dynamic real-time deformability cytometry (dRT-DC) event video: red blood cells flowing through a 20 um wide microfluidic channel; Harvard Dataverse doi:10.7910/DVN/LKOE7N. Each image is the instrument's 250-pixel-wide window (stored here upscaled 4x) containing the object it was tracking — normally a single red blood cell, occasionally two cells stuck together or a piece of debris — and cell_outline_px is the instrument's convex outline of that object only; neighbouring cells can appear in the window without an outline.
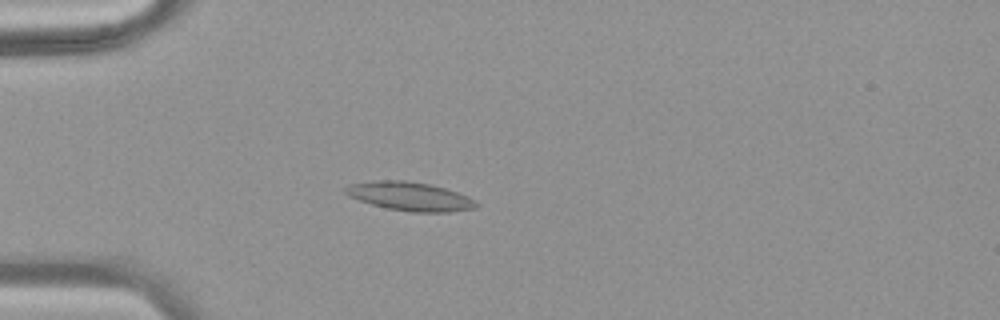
{"species": "common noctule bat (a hibernating species)", "species_latin": "Nyctalus noctula", "temperature_condition": "warm", "stored_images_in_passage": 51, "camera_frame_rate_fps": 3000, "um_per_image_px": 0.085, "animal": {"sex": "female", "body_mass_g": 18.4}, "frame": {"image": 1, "passage_image": 15, "time_ms": 4.667, "image_size_px": [1000, 320], "cell_outline_px": [[480, 204], [476, 208], [448, 212], [412, 212], [388, 208], [372, 204], [348, 196], [344, 192], [344, 188], [348, 184], [380, 180], [404, 180], [428, 184], [444, 188], [468, 196], [476, 200]], "centroid_in_image_um": [34.85, 16.69], "position_along_channel_um": 50.1, "area_um2": 21.79}}
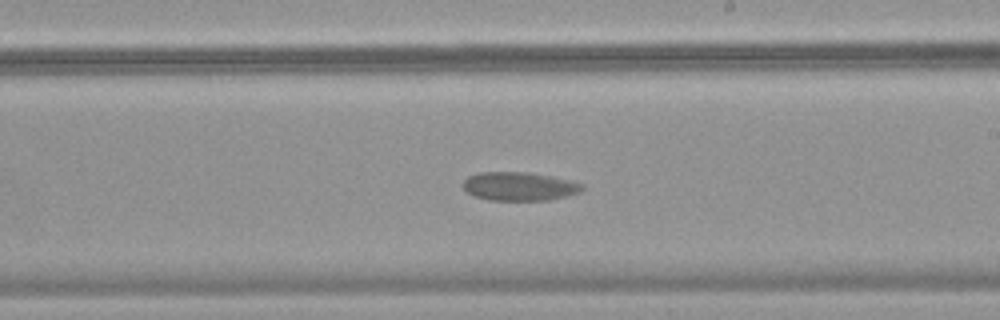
{"frame": {"image": 2, "passage_image": 31, "time_ms": 10.0, "image_size_px": [1000, 320], "cell_outline_px": [[584, 188], [580, 192], [548, 200], [488, 200], [476, 196], [468, 192], [460, 184], [468, 176], [480, 172], [528, 172], [552, 176], [584, 184]], "centroid_in_image_um": [44.12, 15.83], "position_along_channel_um": 244.9, "area_um2": 19.83}}
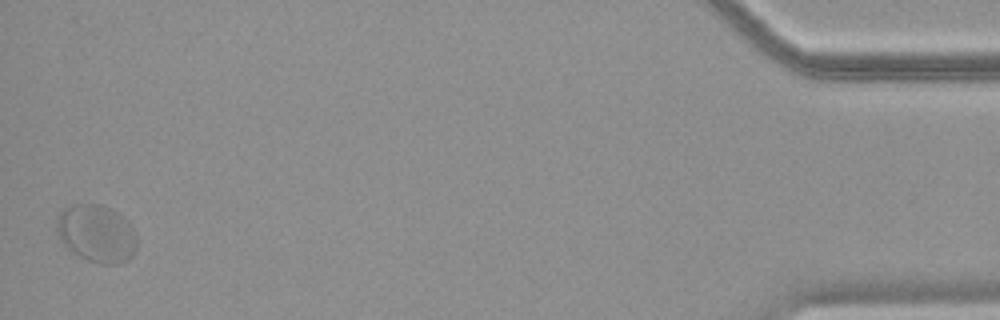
{"frame": {"image": 3, "passage_image": 51, "time_ms": 16.667, "image_size_px": [1000, 320], "cell_outline_px": [[136, 248], [132, 256], [128, 260], [120, 264], [100, 264], [88, 260], [80, 256], [68, 248], [64, 244], [56, 228], [56, 216], [68, 204], [100, 204], [124, 216], [128, 220], [136, 236]], "centroid_in_image_um": [8.21, 19.84], "position_along_channel_um": 427.0, "area_um2": 26.99}}